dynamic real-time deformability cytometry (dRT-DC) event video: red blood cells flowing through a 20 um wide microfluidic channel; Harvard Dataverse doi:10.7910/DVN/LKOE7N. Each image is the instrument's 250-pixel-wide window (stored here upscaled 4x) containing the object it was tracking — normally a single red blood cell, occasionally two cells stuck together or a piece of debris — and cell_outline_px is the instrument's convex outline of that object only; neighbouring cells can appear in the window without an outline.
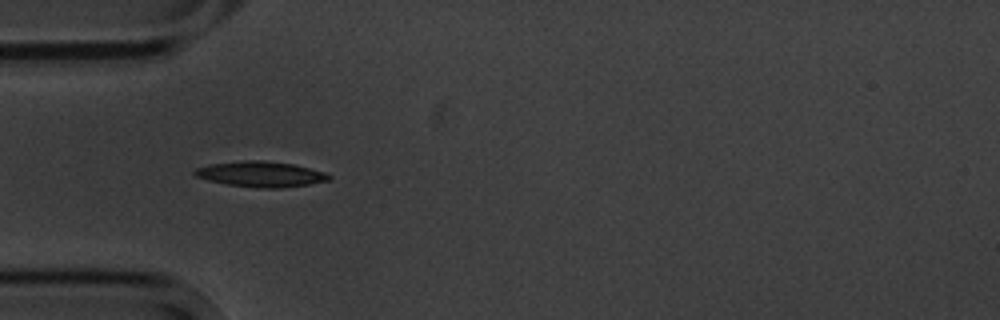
{"species": "common noctule bat (a hibernating species)", "species_latin": "Nyctalus noctula", "temperature_condition": "cold", "stored_images_in_passage": 3, "camera_frame_rate_fps": 3000, "um_per_image_px": 0.085, "animal": {"sex": "male", "body_mass_g": 20.1, "forearm_length_mm": 53.5}, "frame": {"image": 1, "passage_image": 2, "time_ms": 2.333, "image_size_px": [1000, 320], "cell_outline_px": [[332, 176], [328, 180], [308, 184], [280, 188], [264, 188], [228, 184], [208, 180], [196, 176], [192, 172], [196, 168], [208, 164], [244, 160], [264, 160], [292, 164], [324, 172]], "centroid_in_image_um": [22.13, 14.79], "position_along_channel_um": 62.9, "area_um2": 19.71}}
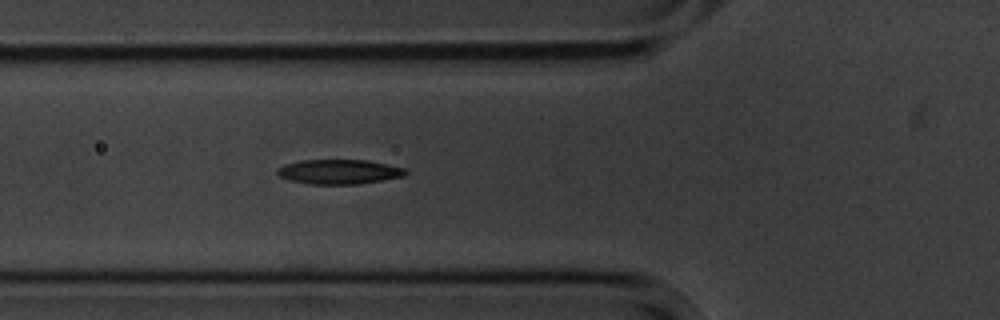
{"frame": {"image": 2, "passage_image": 3, "time_ms": 3.333, "image_size_px": [1000, 320], "cell_outline_px": [[408, 172], [404, 176], [360, 184], [308, 184], [288, 180], [280, 176], [276, 172], [276, 168], [284, 164], [300, 160], [368, 160], [388, 164], [404, 168]], "centroid_in_image_um": [28.79, 14.6], "position_along_channel_um": 97.0, "area_um2": 18.55}}